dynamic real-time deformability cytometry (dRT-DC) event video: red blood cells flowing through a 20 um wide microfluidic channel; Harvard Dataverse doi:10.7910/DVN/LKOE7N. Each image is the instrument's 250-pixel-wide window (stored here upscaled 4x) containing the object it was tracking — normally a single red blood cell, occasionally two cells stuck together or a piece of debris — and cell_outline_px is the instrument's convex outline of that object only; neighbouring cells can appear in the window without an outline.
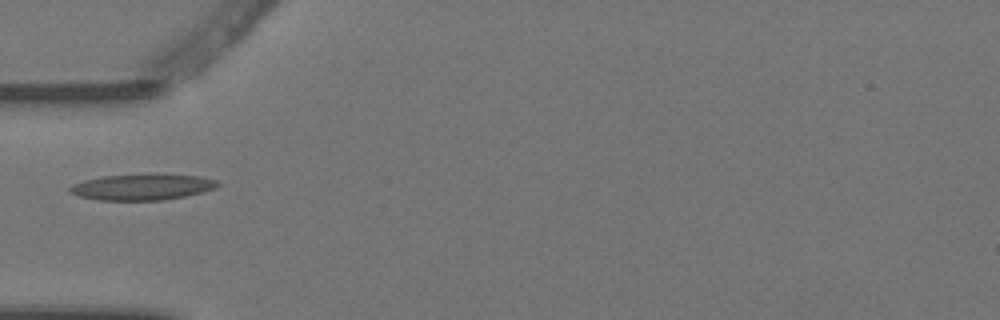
{"species": "Egyptian fruit bat (a non-hibernating species)", "species_latin": "Rousettus aegyptiacus", "temperature_condition": "warm", "stored_images_in_passage": 4, "camera_frame_rate_fps": 3000, "um_per_image_px": 0.085, "animal": {"sex": "female"}, "frame": {"image": 1, "passage_image": 1, "time_ms": 0.0, "image_size_px": [1000, 320], "cell_outline_px": [[220, 184], [216, 188], [184, 196], [160, 200], [100, 200], [80, 196], [68, 192], [68, 188], [72, 184], [84, 180], [100, 176], [156, 172], [164, 172], [200, 176], [216, 180]], "centroid_in_image_um": [12.09, 15.85], "position_along_channel_um": 72.9, "area_um2": 23.06}}
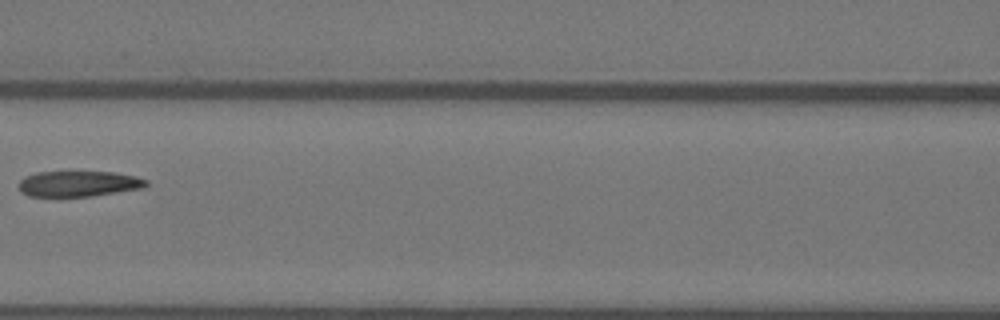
{"frame": {"image": 2, "passage_image": 3, "time_ms": 0.667, "image_size_px": [1000, 320], "cell_outline_px": [[148, 184], [144, 188], [92, 196], [28, 196], [20, 192], [20, 180], [24, 176], [36, 172], [112, 172], [136, 176], [148, 180]], "centroid_in_image_um": [6.69, 15.62], "position_along_channel_um": 159.9, "area_um2": 19.07}}
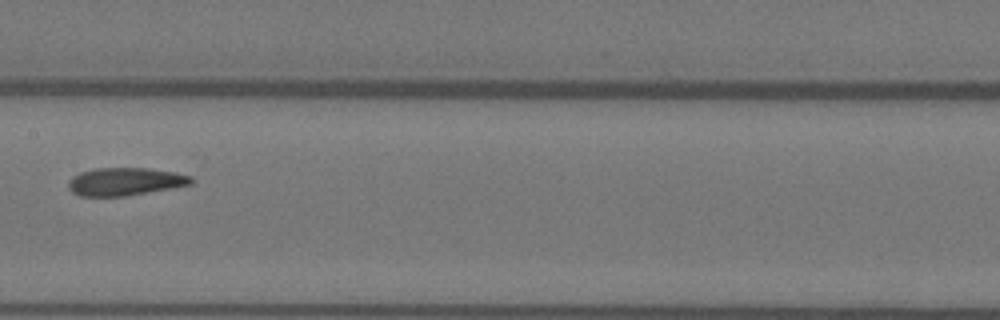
{"frame": {"image": 3, "passage_image": 4, "time_ms": 1.0, "image_size_px": [1000, 320], "cell_outline_px": [[192, 184], [124, 196], [80, 196], [72, 192], [68, 188], [68, 180], [72, 176], [80, 172], [92, 168], [148, 168], [176, 172], [192, 176]], "centroid_in_image_um": [10.59, 15.42], "position_along_channel_um": 196.8, "area_um2": 19.94}}